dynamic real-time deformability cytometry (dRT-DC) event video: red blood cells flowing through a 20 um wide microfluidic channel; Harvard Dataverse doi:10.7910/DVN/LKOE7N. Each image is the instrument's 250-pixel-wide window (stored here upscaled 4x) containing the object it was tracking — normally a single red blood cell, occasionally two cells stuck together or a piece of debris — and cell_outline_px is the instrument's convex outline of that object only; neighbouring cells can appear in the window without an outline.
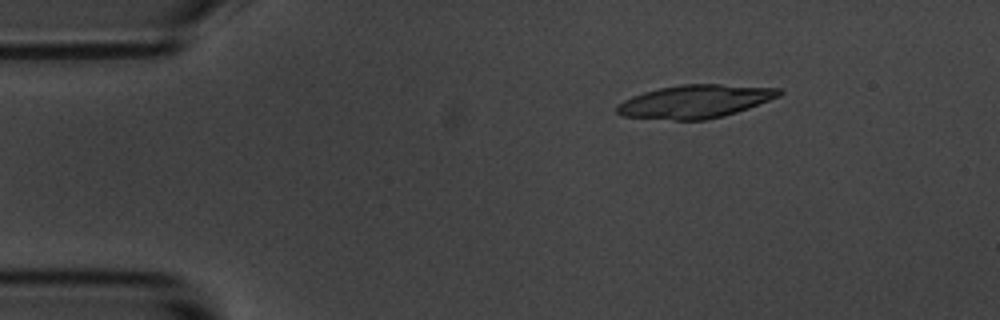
{"species": "common noctule bat (a hibernating species)", "species_latin": "Nyctalus noctula", "temperature_condition": "room temperature", "stored_images_in_passage": 5, "segment_of_instrument_passage": [2, 2], "camera_frame_rate_fps": 3000, "um_per_image_px": 0.085, "animal": {"sex": "male", "body_mass_g": 20.1, "forearm_length_mm": 53.5}, "frame": {"image": 1, "passage_image": 5, "time_ms": 6.0, "image_size_px": [1000, 320], "cell_outline_px": [[784, 92], [780, 96], [748, 108], [724, 116], [704, 120], [672, 120], [624, 116], [616, 112], [616, 104], [632, 96], [644, 92], [660, 88], [680, 84], [720, 84], [780, 88]], "centroid_in_image_um": [59.09, 8.62], "position_along_channel_um": 25.9, "area_um2": 31.33}}